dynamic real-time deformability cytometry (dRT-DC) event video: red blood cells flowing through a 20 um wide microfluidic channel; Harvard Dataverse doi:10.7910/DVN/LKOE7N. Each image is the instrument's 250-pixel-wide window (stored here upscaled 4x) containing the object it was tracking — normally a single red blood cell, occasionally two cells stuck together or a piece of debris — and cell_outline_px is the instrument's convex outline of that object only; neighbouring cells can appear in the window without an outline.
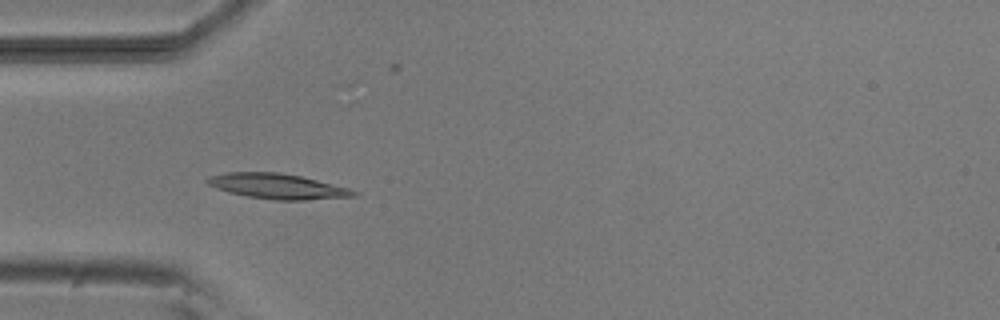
{"species": "common noctule bat (a hibernating species)", "species_latin": "Nyctalus noctula", "temperature_condition": "room temperature", "stored_images_in_passage": 8, "camera_frame_rate_fps": 3000, "um_per_image_px": 0.085, "animal": {"sex": "male", "body_mass_g": 20.5, "forearm_length_mm": 52.5}, "frame": {"image": 1, "passage_image": 3, "time_ms": 2.333, "image_size_px": [1000, 320], "cell_outline_px": [[360, 192], [356, 196], [304, 200], [276, 200], [248, 196], [228, 192], [216, 188], [208, 184], [204, 180], [208, 176], [228, 172], [276, 172], [300, 176], [348, 188]], "centroid_in_image_um": [23.56, 15.83], "position_along_channel_um": 61.4, "area_um2": 21.33}}
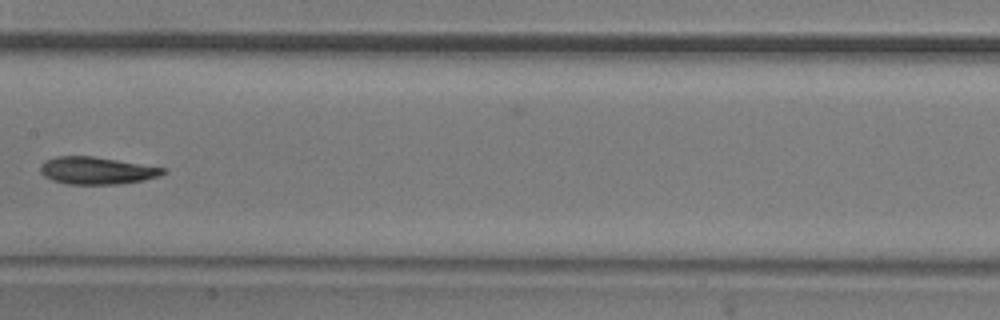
{"frame": {"image": 2, "passage_image": 6, "time_ms": 6.0, "image_size_px": [1000, 320], "cell_outline_px": [[168, 172], [160, 176], [144, 180], [116, 184], [68, 184], [52, 180], [44, 176], [40, 172], [40, 164], [44, 160], [56, 156], [92, 156], [164, 168]], "centroid_in_image_um": [8.19, 14.5], "position_along_channel_um": 199.2, "area_um2": 19.48}}
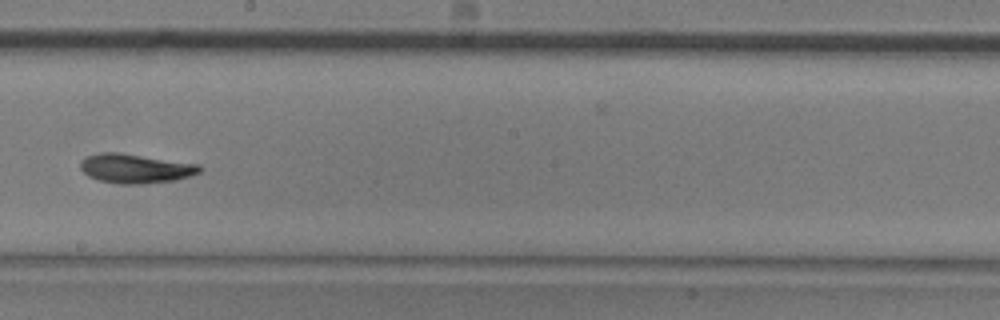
{"frame": {"image": 3, "passage_image": 7, "time_ms": 7.0, "image_size_px": [1000, 320], "cell_outline_px": [[204, 168], [200, 172], [176, 180], [144, 184], [116, 184], [100, 180], [88, 176], [80, 168], [80, 160], [84, 156], [100, 152], [120, 152], [200, 164]], "centroid_in_image_um": [11.5, 14.31], "position_along_channel_um": 236.7, "area_um2": 20.69}}